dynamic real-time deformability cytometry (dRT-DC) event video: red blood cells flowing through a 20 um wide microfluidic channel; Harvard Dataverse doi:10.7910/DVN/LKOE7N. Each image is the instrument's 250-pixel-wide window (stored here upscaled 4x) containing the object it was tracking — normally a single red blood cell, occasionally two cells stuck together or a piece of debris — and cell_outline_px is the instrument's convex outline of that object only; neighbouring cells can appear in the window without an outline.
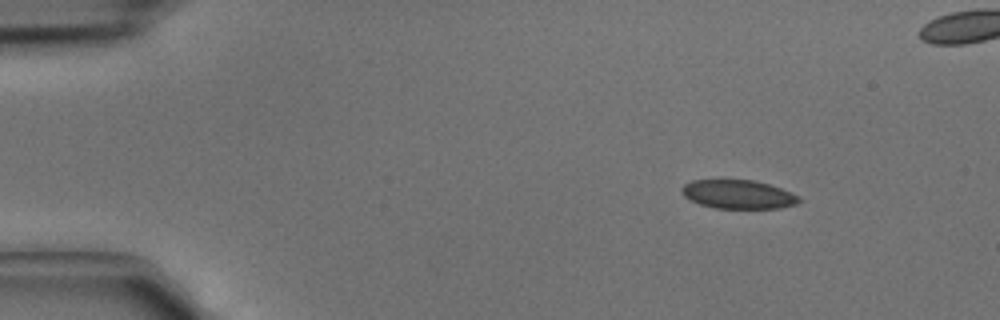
{"species": "common noctule bat (a hibernating species)", "species_latin": "Nyctalus noctula", "temperature_condition": "cold", "stored_images_in_passage": 4, "camera_frame_rate_fps": 3000, "um_per_image_px": 0.085, "animal": {"sex": "male", "body_mass_g": 15.6}, "frame": {"image": 1, "passage_image": 1, "time_ms": 0.0, "image_size_px": [1000, 320], "cell_outline_px": [[804, 200], [796, 204], [780, 208], [716, 208], [700, 204], [684, 196], [680, 192], [680, 188], [684, 184], [692, 180], [756, 180], [780, 188], [800, 196]], "centroid_in_image_um": [62.76, 16.52], "position_along_channel_um": 22.2, "area_um2": 19.71}}